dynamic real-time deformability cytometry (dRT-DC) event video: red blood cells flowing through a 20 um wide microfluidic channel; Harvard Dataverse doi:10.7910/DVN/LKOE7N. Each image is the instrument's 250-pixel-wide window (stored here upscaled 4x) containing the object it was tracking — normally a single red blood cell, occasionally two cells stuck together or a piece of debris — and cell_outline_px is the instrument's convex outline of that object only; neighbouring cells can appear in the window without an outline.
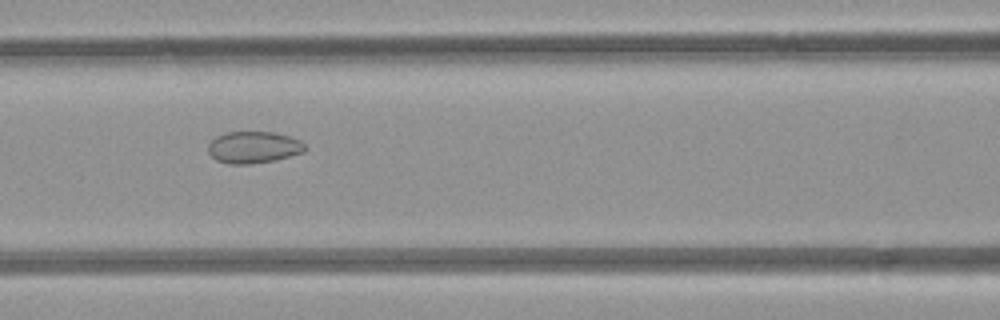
{"species": "common noctule bat (a hibernating species)", "species_latin": "Nyctalus noctula", "temperature_condition": "room temperature", "stored_images_in_passage": 5, "camera_frame_rate_fps": 3000, "um_per_image_px": 0.085, "animal": {"sex": "female", "body_mass_g": 21.9}, "frame": {"image": 1, "passage_image": 4, "time_ms": 3.333, "image_size_px": [1000, 320], "cell_outline_px": [[308, 148], [304, 152], [276, 160], [248, 164], [228, 164], [216, 160], [208, 152], [208, 144], [216, 136], [228, 132], [272, 132], [288, 136], [300, 140]], "centroid_in_image_um": [21.56, 12.53], "position_along_channel_um": 145.0, "area_um2": 17.98}}
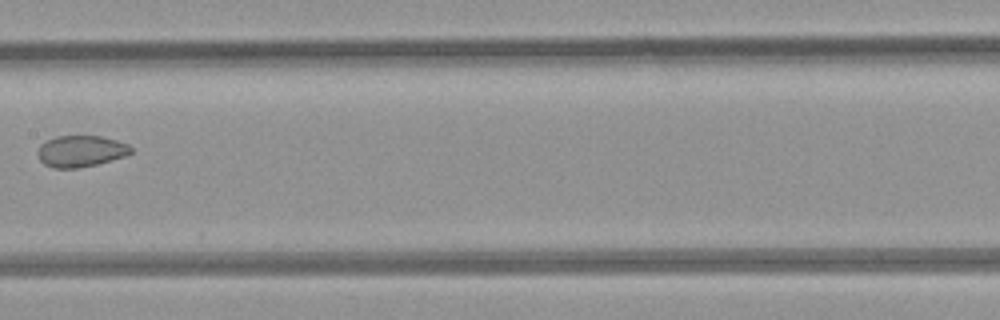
{"frame": {"image": 2, "passage_image": 5, "time_ms": 4.667, "image_size_px": [1000, 320], "cell_outline_px": [[132, 152], [128, 156], [80, 168], [52, 168], [44, 164], [40, 160], [36, 152], [40, 144], [56, 136], [100, 136], [116, 140], [128, 144], [132, 148]], "centroid_in_image_um": [6.87, 12.86], "position_along_channel_um": 200.5, "area_um2": 17.22}}